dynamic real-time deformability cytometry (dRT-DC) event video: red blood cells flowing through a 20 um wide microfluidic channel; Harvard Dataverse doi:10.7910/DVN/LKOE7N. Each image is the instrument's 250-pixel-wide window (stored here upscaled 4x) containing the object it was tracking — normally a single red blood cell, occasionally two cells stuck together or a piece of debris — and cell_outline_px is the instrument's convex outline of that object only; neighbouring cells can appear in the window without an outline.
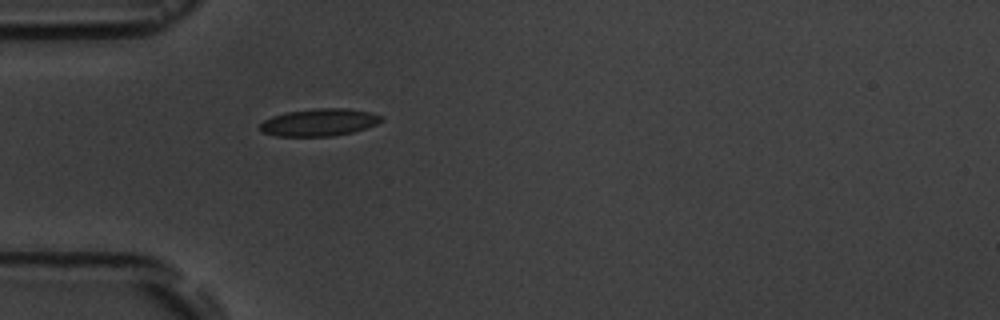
{"species": "common noctule bat (a hibernating species)", "species_latin": "Nyctalus noctula", "temperature_condition": "room temperature", "stored_images_in_passage": 5, "camera_frame_rate_fps": 3000, "um_per_image_px": 0.085, "animal": {"sex": "male", "body_mass_g": 19.5, "forearm_length_mm": 54.6}, "frame": {"image": 1, "passage_image": 5, "time_ms": 4.667, "image_size_px": [1000, 320], "cell_outline_px": [[384, 120], [376, 124], [352, 132], [332, 136], [276, 136], [260, 132], [260, 124], [264, 120], [272, 116], [288, 112], [316, 108], [344, 108], [372, 112], [384, 116]], "centroid_in_image_um": [27.14, 10.4], "position_along_channel_um": 57.9, "area_um2": 19.36}}